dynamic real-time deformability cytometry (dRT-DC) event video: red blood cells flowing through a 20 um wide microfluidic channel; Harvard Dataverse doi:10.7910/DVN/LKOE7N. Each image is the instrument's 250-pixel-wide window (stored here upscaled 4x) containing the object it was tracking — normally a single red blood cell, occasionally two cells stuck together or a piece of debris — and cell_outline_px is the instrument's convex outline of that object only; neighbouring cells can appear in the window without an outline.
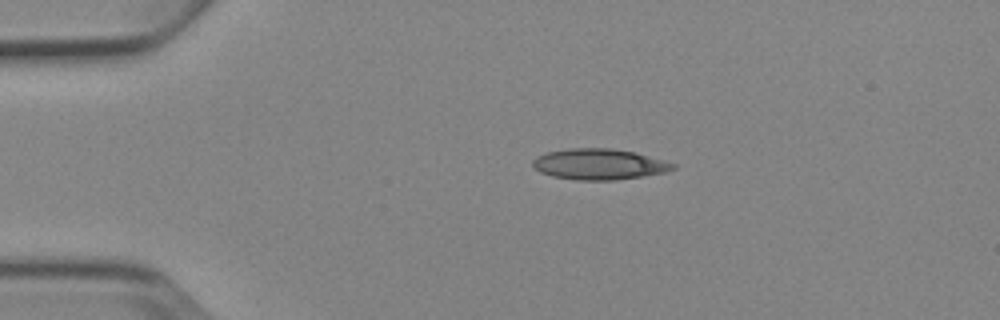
{"species": "Egyptian fruit bat (a non-hibernating species)", "species_latin": "Rousettus aegyptiacus", "temperature_condition": "cold", "stored_images_in_passage": 2, "camera_frame_rate_fps": 3000, "um_per_image_px": 0.085, "animal": {"sex": "female"}, "frame": {"image": 1, "passage_image": 1, "time_ms": 0.0, "image_size_px": [1000, 320], "cell_outline_px": [[676, 168], [664, 172], [616, 180], [576, 180], [552, 176], [540, 172], [532, 164], [532, 160], [536, 156], [548, 152], [572, 148], [612, 148], [636, 152], [676, 164]], "centroid_in_image_um": [50.91, 13.95], "position_along_channel_um": 34.1, "area_um2": 25.09}}